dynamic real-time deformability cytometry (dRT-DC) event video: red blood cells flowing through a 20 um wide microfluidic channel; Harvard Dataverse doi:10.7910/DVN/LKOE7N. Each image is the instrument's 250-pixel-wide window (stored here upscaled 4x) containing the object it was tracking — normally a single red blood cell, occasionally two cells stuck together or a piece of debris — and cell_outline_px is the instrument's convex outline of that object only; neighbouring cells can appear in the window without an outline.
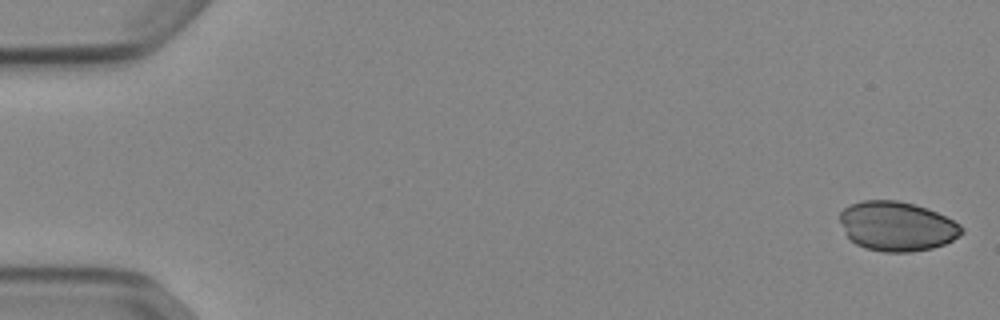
{"species": "Egyptian fruit bat (a non-hibernating species)", "species_latin": "Rousettus aegyptiacus", "temperature_condition": "cold", "stored_images_in_passage": 52, "camera_frame_rate_fps": 3000, "um_per_image_px": 0.085, "animal": {"sex": "female"}, "frame": {"image": 1, "passage_image": 1, "time_ms": 0.0, "image_size_px": [1000, 320], "cell_outline_px": [[964, 232], [960, 236], [944, 244], [932, 248], [912, 252], [884, 252], [864, 248], [856, 244], [844, 232], [840, 220], [840, 212], [844, 208], [860, 200], [896, 200], [916, 204], [928, 208], [960, 224], [964, 228]], "centroid_in_image_um": [76.25, 19.23], "position_along_channel_um": 8.8, "area_um2": 35.26}}
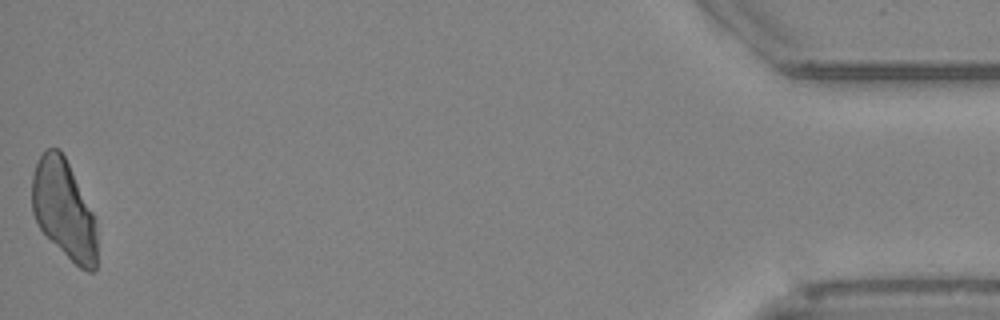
{"frame": {"image": 2, "passage_image": 52, "time_ms": 17.0, "image_size_px": [1000, 320], "cell_outline_px": [[96, 268], [92, 272], [88, 272], [80, 268], [40, 228], [32, 212], [32, 176], [36, 164], [40, 156], [48, 148], [60, 148], [92, 212], [96, 232]], "centroid_in_image_um": [5.41, 17.79], "position_along_channel_um": 429.8, "area_um2": 36.47}}